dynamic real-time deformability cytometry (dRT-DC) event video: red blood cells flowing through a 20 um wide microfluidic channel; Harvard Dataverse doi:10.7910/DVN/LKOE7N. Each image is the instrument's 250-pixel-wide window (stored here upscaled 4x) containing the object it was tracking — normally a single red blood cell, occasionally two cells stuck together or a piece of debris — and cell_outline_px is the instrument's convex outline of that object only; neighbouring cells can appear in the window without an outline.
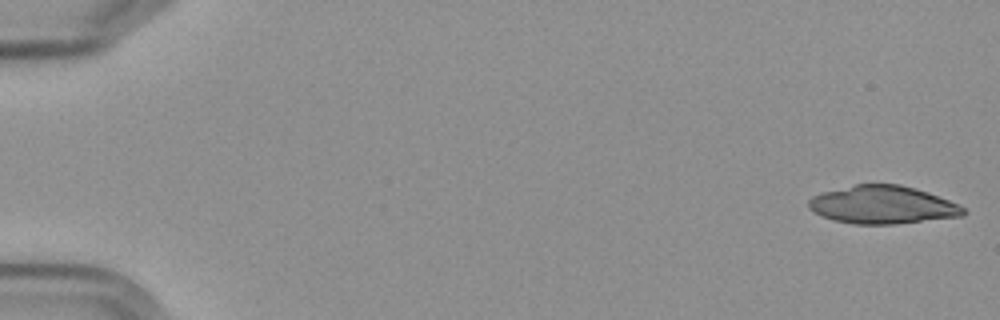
{"species": "Egyptian fruit bat (a non-hibernating species)", "species_latin": "Rousettus aegyptiacus", "temperature_condition": "cold", "stored_images_in_passage": 19, "camera_frame_rate_fps": 3000, "um_per_image_px": 0.085, "frame": {"image": 1, "passage_image": 1, "time_ms": 0.0, "image_size_px": [1000, 320], "cell_outline_px": [[968, 212], [964, 216], [896, 224], [852, 224], [832, 220], [820, 216], [808, 208], [808, 200], [812, 196], [820, 192], [856, 184], [900, 184], [916, 188], [928, 192], [960, 204]], "centroid_in_image_um": [75.02, 17.41], "position_along_channel_um": 10.0, "area_um2": 34.74}}